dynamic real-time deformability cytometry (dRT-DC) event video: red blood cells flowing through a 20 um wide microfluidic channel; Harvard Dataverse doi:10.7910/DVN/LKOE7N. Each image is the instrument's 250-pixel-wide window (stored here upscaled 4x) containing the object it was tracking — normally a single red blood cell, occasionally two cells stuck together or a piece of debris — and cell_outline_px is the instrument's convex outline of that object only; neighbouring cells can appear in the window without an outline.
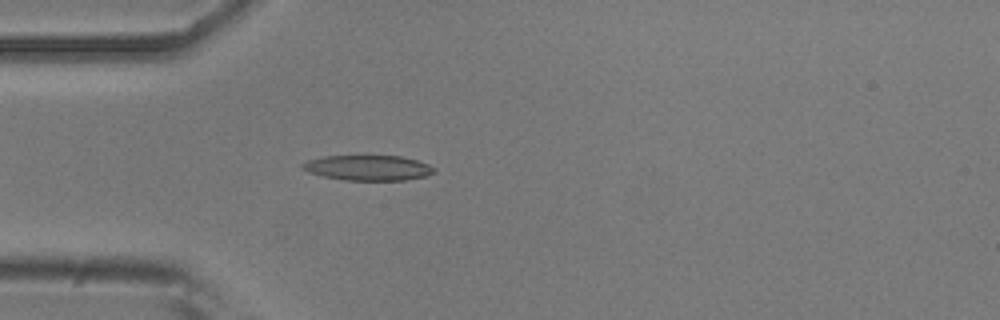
{"species": "common noctule bat (a hibernating species)", "species_latin": "Nyctalus noctula", "temperature_condition": "room temperature", "stored_images_in_passage": 53, "camera_frame_rate_fps": 3000, "um_per_image_px": 0.085, "animal": {"sex": "male", "body_mass_g": 20.5, "forearm_length_mm": 52.5}, "frame": {"image": 1, "passage_image": 15, "time_ms": 4.667, "image_size_px": [1000, 320], "cell_outline_px": [[436, 172], [428, 176], [404, 180], [344, 180], [324, 176], [308, 172], [300, 168], [300, 164], [308, 160], [324, 156], [400, 156], [416, 160], [428, 164], [436, 168]], "centroid_in_image_um": [31.3, 14.27], "position_along_channel_um": 53.7, "area_um2": 19.42}}
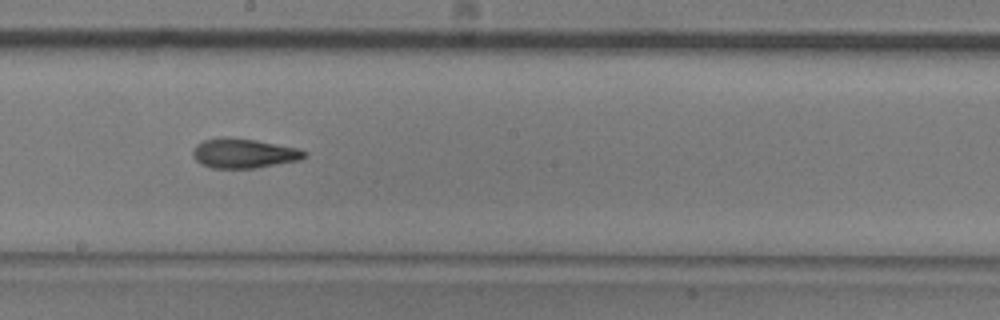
{"frame": {"image": 2, "passage_image": 29, "time_ms": 9.333, "image_size_px": [1000, 320], "cell_outline_px": [[308, 156], [300, 160], [256, 168], [212, 168], [200, 164], [192, 156], [192, 152], [196, 144], [204, 140], [220, 136], [224, 136], [256, 140], [300, 148], [308, 152]], "centroid_in_image_um": [20.73, 13.02], "position_along_channel_um": 227.5, "area_um2": 19.59}}
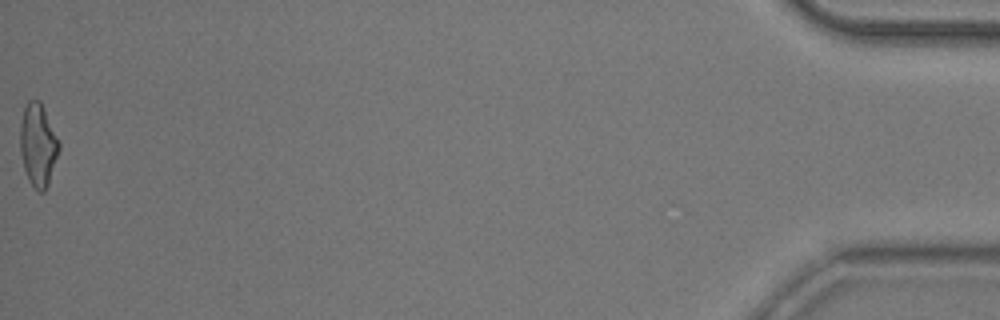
{"frame": {"image": 3, "passage_image": 53, "time_ms": 17.333, "image_size_px": [1000, 320], "cell_outline_px": [[60, 148], [48, 184], [44, 192], [36, 192], [28, 180], [24, 168], [20, 152], [20, 124], [24, 108], [28, 100], [40, 100], [44, 108], [60, 144]], "centroid_in_image_um": [3.22, 12.34], "position_along_channel_um": 432.0, "area_um2": 18.73}, "authors_computed_cell_mechanics": {"area_um2": 18.8428, "velocity_mm_per_s": 3.8293, "shape_relaxation_time_tau1_ms": 10.5204, "shape_relaxation_time_tau2_ms": 3.3822, "deformation_change_tau1": 0.258, "deformation_change_tau2": 0.1268}}